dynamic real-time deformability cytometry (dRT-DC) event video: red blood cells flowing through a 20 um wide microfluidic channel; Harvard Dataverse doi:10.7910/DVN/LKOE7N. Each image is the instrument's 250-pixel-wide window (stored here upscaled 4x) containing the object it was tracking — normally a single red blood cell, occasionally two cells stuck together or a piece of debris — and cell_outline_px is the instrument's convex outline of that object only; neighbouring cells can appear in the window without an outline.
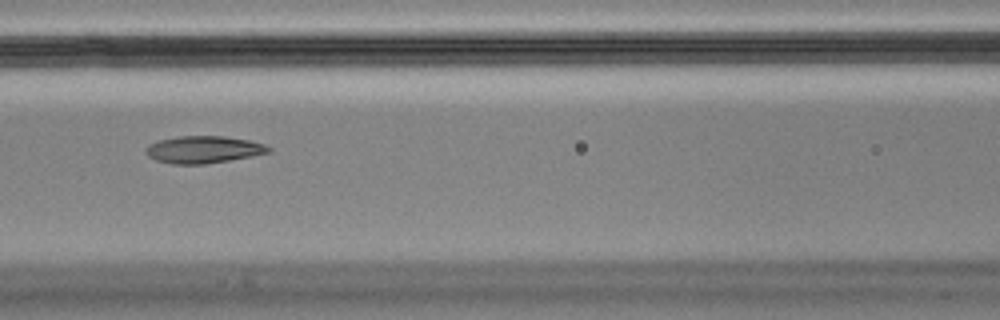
{"species": "Egyptian fruit bat (a non-hibernating species)", "species_latin": "Rousettus aegyptiacus", "temperature_condition": "cold", "stored_images_in_passage": 9, "camera_frame_rate_fps": 3000, "um_per_image_px": 0.085, "animal": {"sex": "male"}, "frame": {"image": 1, "passage_image": 6, "time_ms": 1.667, "image_size_px": [1000, 320], "cell_outline_px": [[272, 152], [252, 156], [204, 164], [172, 164], [156, 160], [148, 156], [144, 148], [148, 144], [160, 140], [180, 136], [224, 136], [248, 140], [264, 144], [272, 148]], "centroid_in_image_um": [17.3, 12.71], "position_along_channel_um": 149.3, "area_um2": 19.42}}
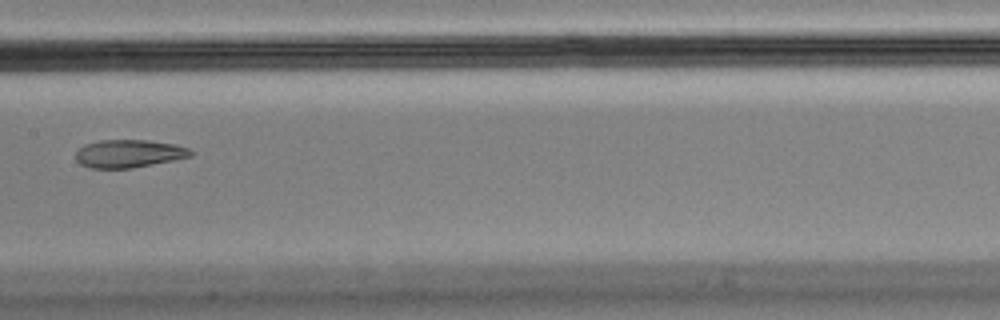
{"frame": {"image": 2, "passage_image": 7, "time_ms": 2.0, "image_size_px": [1000, 320], "cell_outline_px": [[196, 152], [192, 156], [132, 168], [88, 168], [80, 164], [76, 160], [76, 152], [84, 144], [100, 140], [148, 140], [172, 144], [188, 148]], "centroid_in_image_um": [10.94, 13.06], "position_along_channel_um": 196.5, "area_um2": 18.67}}